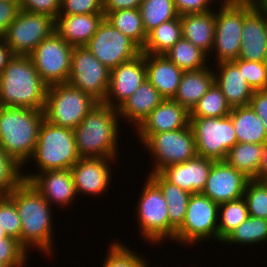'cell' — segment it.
<instances>
[{
	"label": "cell",
	"mask_w": 267,
	"mask_h": 267,
	"mask_svg": "<svg viewBox=\"0 0 267 267\" xmlns=\"http://www.w3.org/2000/svg\"><path fill=\"white\" fill-rule=\"evenodd\" d=\"M8 196L15 202L21 220V245L51 256L53 250L52 205L28 181L23 180ZM51 254V255H50Z\"/></svg>",
	"instance_id": "obj_1"
},
{
	"label": "cell",
	"mask_w": 267,
	"mask_h": 267,
	"mask_svg": "<svg viewBox=\"0 0 267 267\" xmlns=\"http://www.w3.org/2000/svg\"><path fill=\"white\" fill-rule=\"evenodd\" d=\"M47 88L30 56L14 55L0 74V106L44 111Z\"/></svg>",
	"instance_id": "obj_2"
},
{
	"label": "cell",
	"mask_w": 267,
	"mask_h": 267,
	"mask_svg": "<svg viewBox=\"0 0 267 267\" xmlns=\"http://www.w3.org/2000/svg\"><path fill=\"white\" fill-rule=\"evenodd\" d=\"M120 116L116 108L99 102L74 129L80 157L116 158Z\"/></svg>",
	"instance_id": "obj_3"
},
{
	"label": "cell",
	"mask_w": 267,
	"mask_h": 267,
	"mask_svg": "<svg viewBox=\"0 0 267 267\" xmlns=\"http://www.w3.org/2000/svg\"><path fill=\"white\" fill-rule=\"evenodd\" d=\"M44 119L42 110L0 106V148L20 166L33 156Z\"/></svg>",
	"instance_id": "obj_4"
},
{
	"label": "cell",
	"mask_w": 267,
	"mask_h": 267,
	"mask_svg": "<svg viewBox=\"0 0 267 267\" xmlns=\"http://www.w3.org/2000/svg\"><path fill=\"white\" fill-rule=\"evenodd\" d=\"M80 158L74 130L53 125L44 119L31 157L35 160L37 172L71 169Z\"/></svg>",
	"instance_id": "obj_5"
},
{
	"label": "cell",
	"mask_w": 267,
	"mask_h": 267,
	"mask_svg": "<svg viewBox=\"0 0 267 267\" xmlns=\"http://www.w3.org/2000/svg\"><path fill=\"white\" fill-rule=\"evenodd\" d=\"M98 103L89 93L69 83L53 84L47 88L45 120L74 130Z\"/></svg>",
	"instance_id": "obj_6"
},
{
	"label": "cell",
	"mask_w": 267,
	"mask_h": 267,
	"mask_svg": "<svg viewBox=\"0 0 267 267\" xmlns=\"http://www.w3.org/2000/svg\"><path fill=\"white\" fill-rule=\"evenodd\" d=\"M215 13V35L212 52L216 63L238 59L241 50L242 29L245 16L253 7L244 0L236 3L220 4Z\"/></svg>",
	"instance_id": "obj_7"
},
{
	"label": "cell",
	"mask_w": 267,
	"mask_h": 267,
	"mask_svg": "<svg viewBox=\"0 0 267 267\" xmlns=\"http://www.w3.org/2000/svg\"><path fill=\"white\" fill-rule=\"evenodd\" d=\"M197 155L214 161H224L228 151L236 144L237 137L232 118L190 117Z\"/></svg>",
	"instance_id": "obj_8"
},
{
	"label": "cell",
	"mask_w": 267,
	"mask_h": 267,
	"mask_svg": "<svg viewBox=\"0 0 267 267\" xmlns=\"http://www.w3.org/2000/svg\"><path fill=\"white\" fill-rule=\"evenodd\" d=\"M146 178L135 209L137 211L135 216H137L140 234L146 239L145 242L158 245L169 239L168 204L160 188L148 176Z\"/></svg>",
	"instance_id": "obj_9"
},
{
	"label": "cell",
	"mask_w": 267,
	"mask_h": 267,
	"mask_svg": "<svg viewBox=\"0 0 267 267\" xmlns=\"http://www.w3.org/2000/svg\"><path fill=\"white\" fill-rule=\"evenodd\" d=\"M218 209L219 205L203 193L192 194L183 224L176 231L175 241L188 244V247L205 239L218 241Z\"/></svg>",
	"instance_id": "obj_10"
},
{
	"label": "cell",
	"mask_w": 267,
	"mask_h": 267,
	"mask_svg": "<svg viewBox=\"0 0 267 267\" xmlns=\"http://www.w3.org/2000/svg\"><path fill=\"white\" fill-rule=\"evenodd\" d=\"M142 145L154 158L153 170L150 173H159L169 165L184 163L197 156L194 134L190 125L173 131L151 134Z\"/></svg>",
	"instance_id": "obj_11"
},
{
	"label": "cell",
	"mask_w": 267,
	"mask_h": 267,
	"mask_svg": "<svg viewBox=\"0 0 267 267\" xmlns=\"http://www.w3.org/2000/svg\"><path fill=\"white\" fill-rule=\"evenodd\" d=\"M56 20L47 14L19 10L1 39L14 55L29 56L42 40L55 31Z\"/></svg>",
	"instance_id": "obj_12"
},
{
	"label": "cell",
	"mask_w": 267,
	"mask_h": 267,
	"mask_svg": "<svg viewBox=\"0 0 267 267\" xmlns=\"http://www.w3.org/2000/svg\"><path fill=\"white\" fill-rule=\"evenodd\" d=\"M73 48L54 31L29 55L41 80L47 86L67 83L71 71Z\"/></svg>",
	"instance_id": "obj_13"
},
{
	"label": "cell",
	"mask_w": 267,
	"mask_h": 267,
	"mask_svg": "<svg viewBox=\"0 0 267 267\" xmlns=\"http://www.w3.org/2000/svg\"><path fill=\"white\" fill-rule=\"evenodd\" d=\"M110 72L86 46L74 47L67 83L103 102L108 92Z\"/></svg>",
	"instance_id": "obj_14"
},
{
	"label": "cell",
	"mask_w": 267,
	"mask_h": 267,
	"mask_svg": "<svg viewBox=\"0 0 267 267\" xmlns=\"http://www.w3.org/2000/svg\"><path fill=\"white\" fill-rule=\"evenodd\" d=\"M86 47L110 71L142 53L133 40L114 28L105 18Z\"/></svg>",
	"instance_id": "obj_15"
},
{
	"label": "cell",
	"mask_w": 267,
	"mask_h": 267,
	"mask_svg": "<svg viewBox=\"0 0 267 267\" xmlns=\"http://www.w3.org/2000/svg\"><path fill=\"white\" fill-rule=\"evenodd\" d=\"M147 79L145 54L121 63L110 72V83L105 105L118 109Z\"/></svg>",
	"instance_id": "obj_16"
},
{
	"label": "cell",
	"mask_w": 267,
	"mask_h": 267,
	"mask_svg": "<svg viewBox=\"0 0 267 267\" xmlns=\"http://www.w3.org/2000/svg\"><path fill=\"white\" fill-rule=\"evenodd\" d=\"M114 160L106 157H81L70 169L77 196H100L107 192L113 175L110 162Z\"/></svg>",
	"instance_id": "obj_17"
},
{
	"label": "cell",
	"mask_w": 267,
	"mask_h": 267,
	"mask_svg": "<svg viewBox=\"0 0 267 267\" xmlns=\"http://www.w3.org/2000/svg\"><path fill=\"white\" fill-rule=\"evenodd\" d=\"M249 180L225 161H215L202 193L220 205L242 198Z\"/></svg>",
	"instance_id": "obj_18"
},
{
	"label": "cell",
	"mask_w": 267,
	"mask_h": 267,
	"mask_svg": "<svg viewBox=\"0 0 267 267\" xmlns=\"http://www.w3.org/2000/svg\"><path fill=\"white\" fill-rule=\"evenodd\" d=\"M23 179L30 182L50 205L54 203L57 206L69 207L77 196L70 169L27 173V175L23 172Z\"/></svg>",
	"instance_id": "obj_19"
},
{
	"label": "cell",
	"mask_w": 267,
	"mask_h": 267,
	"mask_svg": "<svg viewBox=\"0 0 267 267\" xmlns=\"http://www.w3.org/2000/svg\"><path fill=\"white\" fill-rule=\"evenodd\" d=\"M190 125V112L172 99H164L137 127L141 144L151 135Z\"/></svg>",
	"instance_id": "obj_20"
},
{
	"label": "cell",
	"mask_w": 267,
	"mask_h": 267,
	"mask_svg": "<svg viewBox=\"0 0 267 267\" xmlns=\"http://www.w3.org/2000/svg\"><path fill=\"white\" fill-rule=\"evenodd\" d=\"M215 161L196 156L184 163L172 164L159 173L170 183L191 194L202 193Z\"/></svg>",
	"instance_id": "obj_21"
},
{
	"label": "cell",
	"mask_w": 267,
	"mask_h": 267,
	"mask_svg": "<svg viewBox=\"0 0 267 267\" xmlns=\"http://www.w3.org/2000/svg\"><path fill=\"white\" fill-rule=\"evenodd\" d=\"M238 59L267 62V12L253 8L245 16Z\"/></svg>",
	"instance_id": "obj_22"
},
{
	"label": "cell",
	"mask_w": 267,
	"mask_h": 267,
	"mask_svg": "<svg viewBox=\"0 0 267 267\" xmlns=\"http://www.w3.org/2000/svg\"><path fill=\"white\" fill-rule=\"evenodd\" d=\"M216 65L214 82L225 95L231 108L249 105L254 91L246 82L242 71L232 61Z\"/></svg>",
	"instance_id": "obj_23"
},
{
	"label": "cell",
	"mask_w": 267,
	"mask_h": 267,
	"mask_svg": "<svg viewBox=\"0 0 267 267\" xmlns=\"http://www.w3.org/2000/svg\"><path fill=\"white\" fill-rule=\"evenodd\" d=\"M147 80L164 99H173L184 73L164 54H145Z\"/></svg>",
	"instance_id": "obj_24"
},
{
	"label": "cell",
	"mask_w": 267,
	"mask_h": 267,
	"mask_svg": "<svg viewBox=\"0 0 267 267\" xmlns=\"http://www.w3.org/2000/svg\"><path fill=\"white\" fill-rule=\"evenodd\" d=\"M104 18V14L58 15L55 31L71 46L83 47Z\"/></svg>",
	"instance_id": "obj_25"
},
{
	"label": "cell",
	"mask_w": 267,
	"mask_h": 267,
	"mask_svg": "<svg viewBox=\"0 0 267 267\" xmlns=\"http://www.w3.org/2000/svg\"><path fill=\"white\" fill-rule=\"evenodd\" d=\"M164 98L146 79L117 109L120 119L132 123L136 128Z\"/></svg>",
	"instance_id": "obj_26"
},
{
	"label": "cell",
	"mask_w": 267,
	"mask_h": 267,
	"mask_svg": "<svg viewBox=\"0 0 267 267\" xmlns=\"http://www.w3.org/2000/svg\"><path fill=\"white\" fill-rule=\"evenodd\" d=\"M148 177L160 188L168 204L169 238L175 241L176 231L183 224L192 194L170 183L160 173H150Z\"/></svg>",
	"instance_id": "obj_27"
},
{
	"label": "cell",
	"mask_w": 267,
	"mask_h": 267,
	"mask_svg": "<svg viewBox=\"0 0 267 267\" xmlns=\"http://www.w3.org/2000/svg\"><path fill=\"white\" fill-rule=\"evenodd\" d=\"M182 37L208 55L212 54L215 35V12L185 14L180 16Z\"/></svg>",
	"instance_id": "obj_28"
},
{
	"label": "cell",
	"mask_w": 267,
	"mask_h": 267,
	"mask_svg": "<svg viewBox=\"0 0 267 267\" xmlns=\"http://www.w3.org/2000/svg\"><path fill=\"white\" fill-rule=\"evenodd\" d=\"M214 83V71L209 65L195 71H184L172 100L189 112Z\"/></svg>",
	"instance_id": "obj_29"
},
{
	"label": "cell",
	"mask_w": 267,
	"mask_h": 267,
	"mask_svg": "<svg viewBox=\"0 0 267 267\" xmlns=\"http://www.w3.org/2000/svg\"><path fill=\"white\" fill-rule=\"evenodd\" d=\"M229 116L232 118L238 143H267V131L262 119L250 105L232 108Z\"/></svg>",
	"instance_id": "obj_30"
},
{
	"label": "cell",
	"mask_w": 267,
	"mask_h": 267,
	"mask_svg": "<svg viewBox=\"0 0 267 267\" xmlns=\"http://www.w3.org/2000/svg\"><path fill=\"white\" fill-rule=\"evenodd\" d=\"M263 150L264 144L236 143L228 151L224 161L250 180H258Z\"/></svg>",
	"instance_id": "obj_31"
},
{
	"label": "cell",
	"mask_w": 267,
	"mask_h": 267,
	"mask_svg": "<svg viewBox=\"0 0 267 267\" xmlns=\"http://www.w3.org/2000/svg\"><path fill=\"white\" fill-rule=\"evenodd\" d=\"M182 37L180 16L160 24L147 34L144 54H164Z\"/></svg>",
	"instance_id": "obj_32"
},
{
	"label": "cell",
	"mask_w": 267,
	"mask_h": 267,
	"mask_svg": "<svg viewBox=\"0 0 267 267\" xmlns=\"http://www.w3.org/2000/svg\"><path fill=\"white\" fill-rule=\"evenodd\" d=\"M164 55L183 71H195L207 67L209 56L184 37H181Z\"/></svg>",
	"instance_id": "obj_33"
},
{
	"label": "cell",
	"mask_w": 267,
	"mask_h": 267,
	"mask_svg": "<svg viewBox=\"0 0 267 267\" xmlns=\"http://www.w3.org/2000/svg\"><path fill=\"white\" fill-rule=\"evenodd\" d=\"M105 19L114 28L133 40L141 49L143 48L147 34L138 8L109 12Z\"/></svg>",
	"instance_id": "obj_34"
},
{
	"label": "cell",
	"mask_w": 267,
	"mask_h": 267,
	"mask_svg": "<svg viewBox=\"0 0 267 267\" xmlns=\"http://www.w3.org/2000/svg\"><path fill=\"white\" fill-rule=\"evenodd\" d=\"M138 9L146 34L160 24L179 17L174 0H142Z\"/></svg>",
	"instance_id": "obj_35"
},
{
	"label": "cell",
	"mask_w": 267,
	"mask_h": 267,
	"mask_svg": "<svg viewBox=\"0 0 267 267\" xmlns=\"http://www.w3.org/2000/svg\"><path fill=\"white\" fill-rule=\"evenodd\" d=\"M267 241V220L248 216L221 243L255 245Z\"/></svg>",
	"instance_id": "obj_36"
},
{
	"label": "cell",
	"mask_w": 267,
	"mask_h": 267,
	"mask_svg": "<svg viewBox=\"0 0 267 267\" xmlns=\"http://www.w3.org/2000/svg\"><path fill=\"white\" fill-rule=\"evenodd\" d=\"M248 216L244 197L220 204L218 209V241L222 242Z\"/></svg>",
	"instance_id": "obj_37"
},
{
	"label": "cell",
	"mask_w": 267,
	"mask_h": 267,
	"mask_svg": "<svg viewBox=\"0 0 267 267\" xmlns=\"http://www.w3.org/2000/svg\"><path fill=\"white\" fill-rule=\"evenodd\" d=\"M225 95L214 82L190 111V117H224L231 113Z\"/></svg>",
	"instance_id": "obj_38"
},
{
	"label": "cell",
	"mask_w": 267,
	"mask_h": 267,
	"mask_svg": "<svg viewBox=\"0 0 267 267\" xmlns=\"http://www.w3.org/2000/svg\"><path fill=\"white\" fill-rule=\"evenodd\" d=\"M243 197L249 216L267 220V182L249 180Z\"/></svg>",
	"instance_id": "obj_39"
},
{
	"label": "cell",
	"mask_w": 267,
	"mask_h": 267,
	"mask_svg": "<svg viewBox=\"0 0 267 267\" xmlns=\"http://www.w3.org/2000/svg\"><path fill=\"white\" fill-rule=\"evenodd\" d=\"M109 245L107 256L101 267H145L147 260L122 243ZM128 247V248H127ZM146 260V261H145Z\"/></svg>",
	"instance_id": "obj_40"
},
{
	"label": "cell",
	"mask_w": 267,
	"mask_h": 267,
	"mask_svg": "<svg viewBox=\"0 0 267 267\" xmlns=\"http://www.w3.org/2000/svg\"><path fill=\"white\" fill-rule=\"evenodd\" d=\"M23 167L0 148V194L8 195L23 179Z\"/></svg>",
	"instance_id": "obj_41"
},
{
	"label": "cell",
	"mask_w": 267,
	"mask_h": 267,
	"mask_svg": "<svg viewBox=\"0 0 267 267\" xmlns=\"http://www.w3.org/2000/svg\"><path fill=\"white\" fill-rule=\"evenodd\" d=\"M0 227L8 237H12L21 244V220L15 202L8 196L0 198Z\"/></svg>",
	"instance_id": "obj_42"
},
{
	"label": "cell",
	"mask_w": 267,
	"mask_h": 267,
	"mask_svg": "<svg viewBox=\"0 0 267 267\" xmlns=\"http://www.w3.org/2000/svg\"><path fill=\"white\" fill-rule=\"evenodd\" d=\"M232 62L242 71L246 82L253 91L267 90V62L242 59H236Z\"/></svg>",
	"instance_id": "obj_43"
},
{
	"label": "cell",
	"mask_w": 267,
	"mask_h": 267,
	"mask_svg": "<svg viewBox=\"0 0 267 267\" xmlns=\"http://www.w3.org/2000/svg\"><path fill=\"white\" fill-rule=\"evenodd\" d=\"M28 251L12 237L0 238V263L9 267H24Z\"/></svg>",
	"instance_id": "obj_44"
},
{
	"label": "cell",
	"mask_w": 267,
	"mask_h": 267,
	"mask_svg": "<svg viewBox=\"0 0 267 267\" xmlns=\"http://www.w3.org/2000/svg\"><path fill=\"white\" fill-rule=\"evenodd\" d=\"M104 14L103 0H61L59 15Z\"/></svg>",
	"instance_id": "obj_45"
},
{
	"label": "cell",
	"mask_w": 267,
	"mask_h": 267,
	"mask_svg": "<svg viewBox=\"0 0 267 267\" xmlns=\"http://www.w3.org/2000/svg\"><path fill=\"white\" fill-rule=\"evenodd\" d=\"M19 5L21 10L47 14L56 20L60 12L61 0H21Z\"/></svg>",
	"instance_id": "obj_46"
},
{
	"label": "cell",
	"mask_w": 267,
	"mask_h": 267,
	"mask_svg": "<svg viewBox=\"0 0 267 267\" xmlns=\"http://www.w3.org/2000/svg\"><path fill=\"white\" fill-rule=\"evenodd\" d=\"M213 1L215 0H174V6L179 16L205 13L213 10L210 8Z\"/></svg>",
	"instance_id": "obj_47"
},
{
	"label": "cell",
	"mask_w": 267,
	"mask_h": 267,
	"mask_svg": "<svg viewBox=\"0 0 267 267\" xmlns=\"http://www.w3.org/2000/svg\"><path fill=\"white\" fill-rule=\"evenodd\" d=\"M19 10L20 5L17 2L0 0V38L14 21Z\"/></svg>",
	"instance_id": "obj_48"
},
{
	"label": "cell",
	"mask_w": 267,
	"mask_h": 267,
	"mask_svg": "<svg viewBox=\"0 0 267 267\" xmlns=\"http://www.w3.org/2000/svg\"><path fill=\"white\" fill-rule=\"evenodd\" d=\"M249 105L262 119L265 130L267 131V90H255Z\"/></svg>",
	"instance_id": "obj_49"
},
{
	"label": "cell",
	"mask_w": 267,
	"mask_h": 267,
	"mask_svg": "<svg viewBox=\"0 0 267 267\" xmlns=\"http://www.w3.org/2000/svg\"><path fill=\"white\" fill-rule=\"evenodd\" d=\"M141 2L142 0H103V12L106 16L109 12L120 9H136Z\"/></svg>",
	"instance_id": "obj_50"
},
{
	"label": "cell",
	"mask_w": 267,
	"mask_h": 267,
	"mask_svg": "<svg viewBox=\"0 0 267 267\" xmlns=\"http://www.w3.org/2000/svg\"><path fill=\"white\" fill-rule=\"evenodd\" d=\"M13 56L14 54L9 46L0 38V74L3 72L4 68Z\"/></svg>",
	"instance_id": "obj_51"
},
{
	"label": "cell",
	"mask_w": 267,
	"mask_h": 267,
	"mask_svg": "<svg viewBox=\"0 0 267 267\" xmlns=\"http://www.w3.org/2000/svg\"><path fill=\"white\" fill-rule=\"evenodd\" d=\"M258 180L267 182V143L264 144L262 162L258 171Z\"/></svg>",
	"instance_id": "obj_52"
},
{
	"label": "cell",
	"mask_w": 267,
	"mask_h": 267,
	"mask_svg": "<svg viewBox=\"0 0 267 267\" xmlns=\"http://www.w3.org/2000/svg\"><path fill=\"white\" fill-rule=\"evenodd\" d=\"M253 8L267 12V0H244Z\"/></svg>",
	"instance_id": "obj_53"
},
{
	"label": "cell",
	"mask_w": 267,
	"mask_h": 267,
	"mask_svg": "<svg viewBox=\"0 0 267 267\" xmlns=\"http://www.w3.org/2000/svg\"><path fill=\"white\" fill-rule=\"evenodd\" d=\"M242 0H222L221 2H219L220 4H228V3H236Z\"/></svg>",
	"instance_id": "obj_54"
},
{
	"label": "cell",
	"mask_w": 267,
	"mask_h": 267,
	"mask_svg": "<svg viewBox=\"0 0 267 267\" xmlns=\"http://www.w3.org/2000/svg\"><path fill=\"white\" fill-rule=\"evenodd\" d=\"M8 237L5 230H3L1 227H0V238H6Z\"/></svg>",
	"instance_id": "obj_55"
},
{
	"label": "cell",
	"mask_w": 267,
	"mask_h": 267,
	"mask_svg": "<svg viewBox=\"0 0 267 267\" xmlns=\"http://www.w3.org/2000/svg\"><path fill=\"white\" fill-rule=\"evenodd\" d=\"M3 1H12V2H17L19 4L21 0H3Z\"/></svg>",
	"instance_id": "obj_56"
},
{
	"label": "cell",
	"mask_w": 267,
	"mask_h": 267,
	"mask_svg": "<svg viewBox=\"0 0 267 267\" xmlns=\"http://www.w3.org/2000/svg\"><path fill=\"white\" fill-rule=\"evenodd\" d=\"M0 267H9V266L0 263Z\"/></svg>",
	"instance_id": "obj_57"
}]
</instances>
